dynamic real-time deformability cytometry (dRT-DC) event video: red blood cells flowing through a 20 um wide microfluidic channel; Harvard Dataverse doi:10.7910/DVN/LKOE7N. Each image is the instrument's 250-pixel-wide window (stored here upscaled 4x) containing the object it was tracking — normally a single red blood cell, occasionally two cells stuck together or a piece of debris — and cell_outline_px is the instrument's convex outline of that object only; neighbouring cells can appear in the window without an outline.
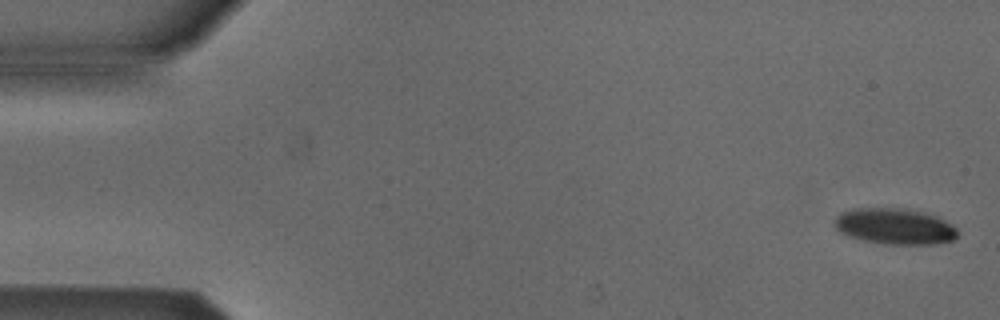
{"species": "Egyptian fruit bat (a non-hibernating species)", "species_latin": "Rousettus aegyptiacus", "temperature_condition": "cold", "stored_images_in_passage": 6, "camera_frame_rate_fps": 3000, "um_per_image_px": 0.085, "animal": {"sex": "male"}, "frame": {"image": 1, "passage_image": 1, "time_ms": 0.0, "image_size_px": [1000, 320], "cell_outline_px": [[956, 236], [952, 240], [936, 244], [884, 244], [864, 240], [840, 232], [832, 224], [836, 216], [840, 212], [852, 208], [904, 208], [924, 212], [936, 216], [944, 220], [956, 228]], "centroid_in_image_um": [76.01, 19.22], "position_along_channel_um": 9.0, "area_um2": 25.78}}
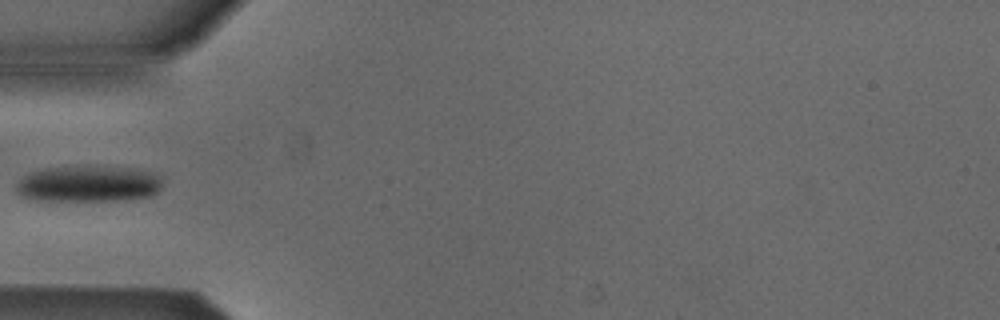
{"frame": {"image": 2, "passage_image": 5, "time_ms": 1.333, "image_size_px": [1000, 320], "cell_outline_px": [[160, 188], [152, 196], [120, 200], [32, 200], [16, 192], [16, 184], [24, 176], [32, 172], [48, 168], [88, 164], [136, 168], [160, 176]], "centroid_in_image_um": [7.52, 15.6], "position_along_channel_um": 77.5, "area_um2": 31.21}}